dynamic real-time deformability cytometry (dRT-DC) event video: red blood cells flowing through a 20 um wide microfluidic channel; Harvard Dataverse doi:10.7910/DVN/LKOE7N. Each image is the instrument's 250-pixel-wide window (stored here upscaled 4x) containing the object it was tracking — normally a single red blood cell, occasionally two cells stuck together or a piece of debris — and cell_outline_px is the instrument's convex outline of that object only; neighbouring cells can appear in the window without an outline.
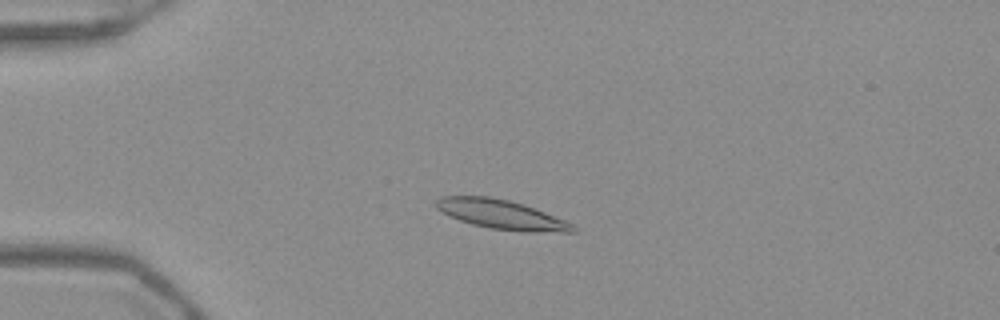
{"species": "Egyptian fruit bat (a non-hibernating species)", "species_latin": "Rousettus aegyptiacus", "temperature_condition": "warm", "stored_images_in_passage": 52, "camera_frame_rate_fps": 3000, "um_per_image_px": 0.085, "frame": {"image": 1, "passage_image": 13, "time_ms": 4.0, "image_size_px": [1000, 320], "cell_outline_px": [[576, 232], [524, 232], [488, 228], [472, 224], [448, 216], [436, 208], [436, 200], [440, 196], [488, 196], [508, 200], [524, 204], [564, 220], [572, 224], [576, 228]], "centroid_in_image_um": [42.6, 18.23], "position_along_channel_um": 42.4, "area_um2": 23.35}}
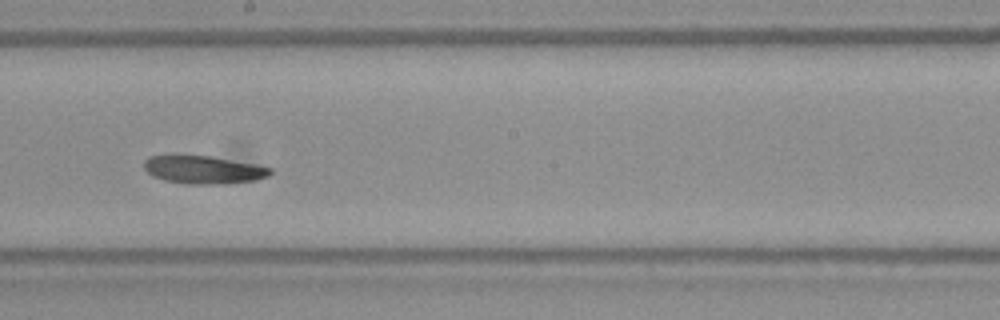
{"frame": {"image": 2, "passage_image": 30, "time_ms": 9.667, "image_size_px": [1000, 320], "cell_outline_px": [[272, 172], [268, 176], [256, 180], [216, 184], [188, 184], [164, 180], [152, 176], [144, 168], [144, 160], [148, 156], [212, 156], [272, 168]], "centroid_in_image_um": [17.28, 14.43], "position_along_channel_um": 230.9, "area_um2": 20.29}}
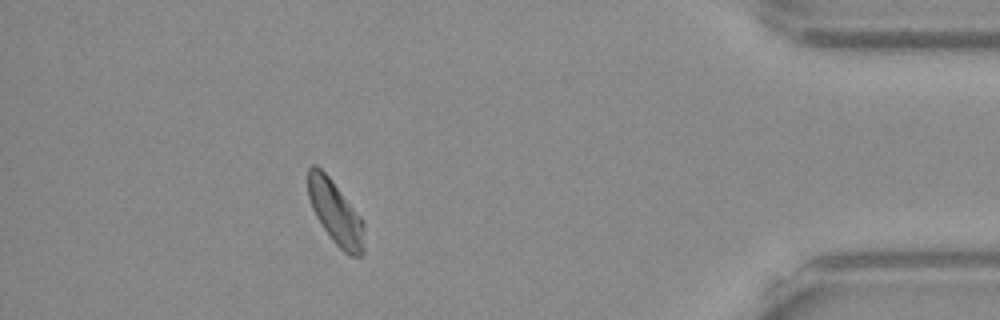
{"frame": {"image": 3, "passage_image": 47, "time_ms": 15.333, "image_size_px": [1000, 320], "cell_outline_px": [[364, 252], [360, 256], [348, 256], [332, 240], [316, 216], [312, 208], [308, 196], [308, 168], [312, 164], [316, 164], [328, 176], [360, 216], [364, 224]], "centroid_in_image_um": [28.52, 18.09], "position_along_channel_um": 406.7, "area_um2": 20.58}}